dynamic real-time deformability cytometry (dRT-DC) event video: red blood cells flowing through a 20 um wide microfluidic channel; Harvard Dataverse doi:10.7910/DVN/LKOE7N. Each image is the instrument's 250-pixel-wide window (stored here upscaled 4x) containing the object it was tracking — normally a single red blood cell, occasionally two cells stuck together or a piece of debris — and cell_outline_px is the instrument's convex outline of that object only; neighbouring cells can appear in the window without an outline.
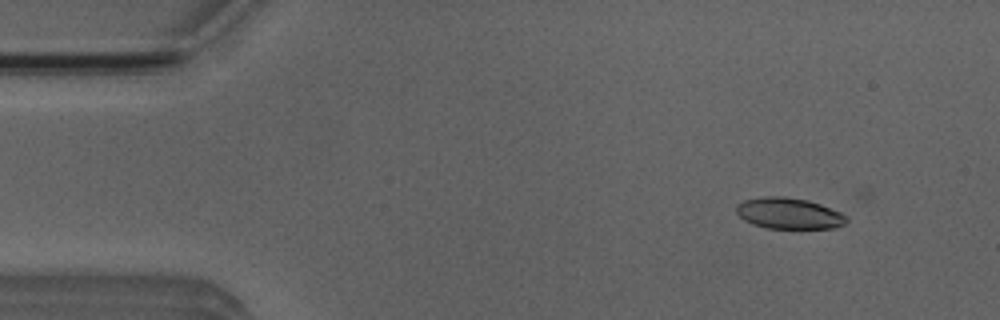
{"species": "Egyptian fruit bat (a non-hibernating species)", "species_latin": "Rousettus aegyptiacus", "temperature_condition": "room temperature", "stored_images_in_passage": 14, "camera_frame_rate_fps": 3000, "um_per_image_px": 0.085, "animal": {"sex": "male"}, "frame": {"image": 1, "passage_image": 6, "time_ms": 1.667, "image_size_px": [1000, 320], "cell_outline_px": [[848, 220], [844, 224], [836, 228], [768, 228], [752, 224], [744, 220], [736, 212], [736, 204], [744, 200], [764, 196], [784, 196], [808, 200], [820, 204], [840, 212], [848, 216]], "centroid_in_image_um": [67.06, 18.13], "position_along_channel_um": 17.9, "area_um2": 20.06}}